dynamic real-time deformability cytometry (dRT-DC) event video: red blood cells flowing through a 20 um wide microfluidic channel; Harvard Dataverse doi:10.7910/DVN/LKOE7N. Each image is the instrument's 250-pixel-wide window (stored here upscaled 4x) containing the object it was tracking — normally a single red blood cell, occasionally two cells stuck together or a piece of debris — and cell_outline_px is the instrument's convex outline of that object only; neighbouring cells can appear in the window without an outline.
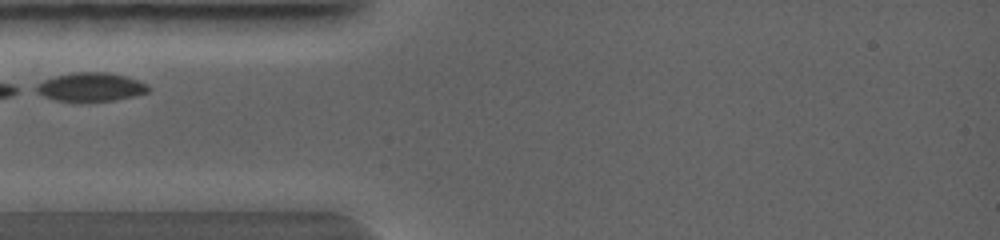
{"species": "common noctule bat (a hibernating species)", "species_latin": "Nyctalus noctula", "temperature_condition": "warm", "stored_images_in_passage": 3, "camera_frame_rate_fps": 5000, "um_per_image_px": 0.085, "animal": {"sex": "female", "body_mass_g": 19.0, "forearm_length_mm": 56.7}, "frame": {"image": 1, "passage_image": 1, "time_ms": 0.0, "image_size_px": [1000, 240], "cell_outline_px": [[152, 88], [148, 92], [132, 96], [112, 100], [80, 104], [56, 100], [44, 96], [28, 88], [44, 80], [56, 76], [80, 72], [104, 72], [124, 76], [148, 84]], "centroid_in_image_um": [7.64, 7.43], "position_along_channel_um": 77.4, "area_um2": 19.19}}